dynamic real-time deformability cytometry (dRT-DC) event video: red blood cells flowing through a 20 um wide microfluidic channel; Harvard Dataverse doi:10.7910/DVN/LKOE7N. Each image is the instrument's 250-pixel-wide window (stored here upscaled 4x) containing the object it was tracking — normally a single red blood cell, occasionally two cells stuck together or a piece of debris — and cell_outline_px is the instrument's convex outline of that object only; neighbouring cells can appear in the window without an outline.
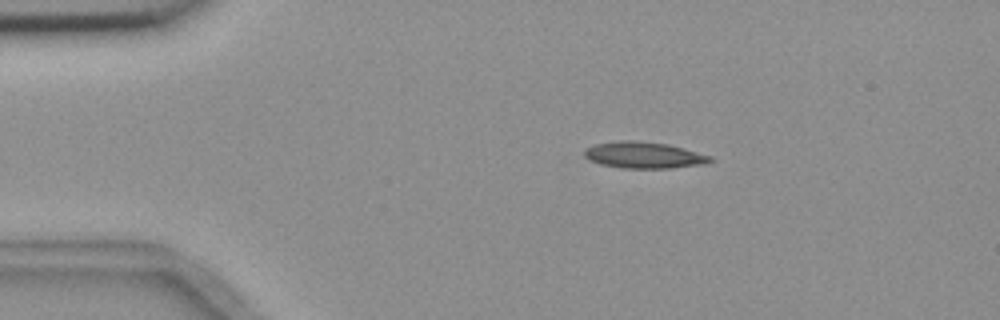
{"species": "common noctule bat (a hibernating species)", "species_latin": "Nyctalus noctula", "temperature_condition": "room temperature", "stored_images_in_passage": 9, "camera_frame_rate_fps": 3000, "um_per_image_px": 0.085, "animal": {"sex": "female", "body_mass_g": 18.4}, "frame": {"image": 1, "passage_image": 2, "time_ms": 1.0, "image_size_px": [1000, 320], "cell_outline_px": [[716, 160], [704, 164], [668, 168], [620, 168], [600, 164], [588, 160], [584, 156], [584, 148], [596, 144], [616, 140], [636, 140], [668, 144], [684, 148], [712, 156]], "centroid_in_image_um": [54.72, 13.18], "position_along_channel_um": 30.3, "area_um2": 19.65}}
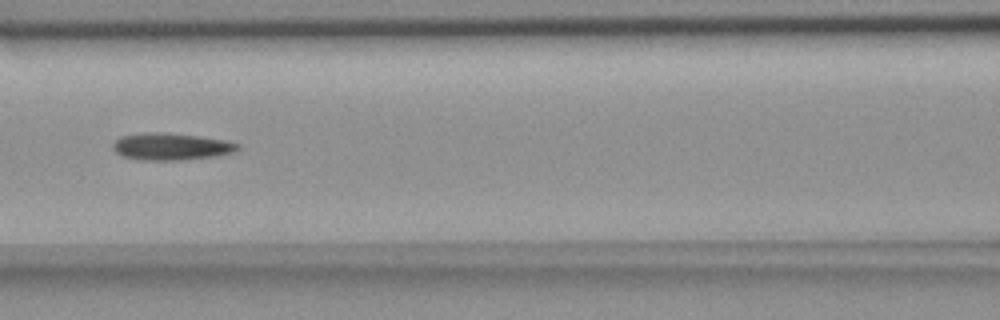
{"frame": {"image": 2, "passage_image": 6, "time_ms": 5.667, "image_size_px": [1000, 320], "cell_outline_px": [[240, 148], [232, 152], [212, 156], [176, 160], [140, 160], [124, 156], [116, 152], [112, 148], [112, 144], [120, 136], [144, 132], [160, 132], [200, 136], [228, 140], [240, 144]], "centroid_in_image_um": [14.53, 12.44], "position_along_channel_um": 152.1, "area_um2": 19.59}}
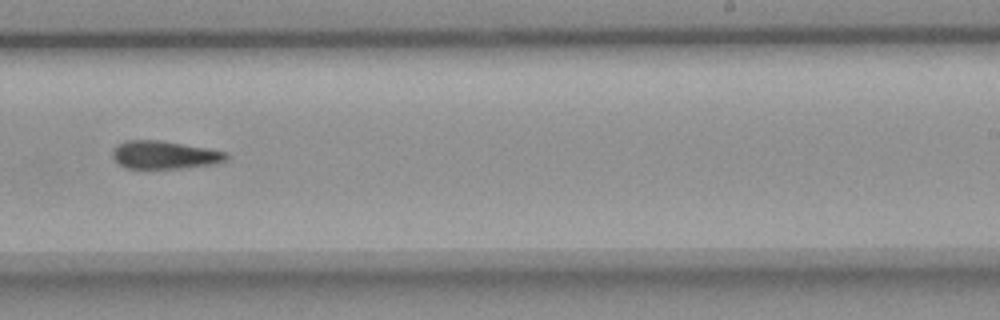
{"frame": {"image": 3, "passage_image": 9, "time_ms": 9.0, "image_size_px": [1000, 320], "cell_outline_px": [[228, 160], [216, 164], [180, 168], [124, 168], [112, 156], [112, 148], [116, 144], [124, 140], [164, 140], [208, 148], [228, 152]], "centroid_in_image_um": [13.99, 13.15], "position_along_channel_um": 275.0, "area_um2": 18.9}}